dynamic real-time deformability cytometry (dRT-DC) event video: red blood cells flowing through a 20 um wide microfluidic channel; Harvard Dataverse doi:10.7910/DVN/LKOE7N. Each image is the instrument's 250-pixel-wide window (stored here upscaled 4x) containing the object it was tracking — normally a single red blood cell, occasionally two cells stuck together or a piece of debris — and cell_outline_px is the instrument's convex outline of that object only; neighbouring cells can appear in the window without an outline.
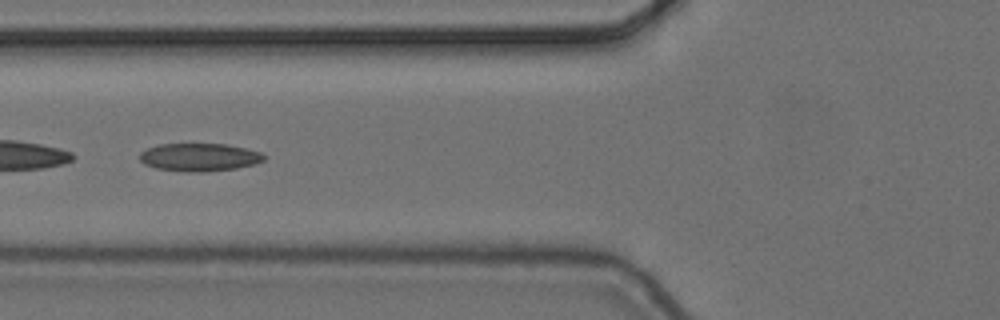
{"species": "common noctule bat (a hibernating species)", "species_latin": "Nyctalus noctula", "temperature_condition": "cold", "stored_images_in_passage": 6, "camera_frame_rate_fps": 3000, "um_per_image_px": 0.085, "animal": {"sex": "female", "body_mass_g": 24.6, "forearm_length_mm": 56.2}, "frame": {"image": 1, "passage_image": 6, "time_ms": 1.667, "image_size_px": [1000, 320], "cell_outline_px": [[264, 160], [252, 164], [236, 168], [204, 172], [188, 172], [156, 168], [144, 164], [140, 160], [140, 152], [156, 144], [228, 144], [260, 152], [264, 156]], "centroid_in_image_um": [16.9, 13.36], "position_along_channel_um": 108.9, "area_um2": 20.11}}